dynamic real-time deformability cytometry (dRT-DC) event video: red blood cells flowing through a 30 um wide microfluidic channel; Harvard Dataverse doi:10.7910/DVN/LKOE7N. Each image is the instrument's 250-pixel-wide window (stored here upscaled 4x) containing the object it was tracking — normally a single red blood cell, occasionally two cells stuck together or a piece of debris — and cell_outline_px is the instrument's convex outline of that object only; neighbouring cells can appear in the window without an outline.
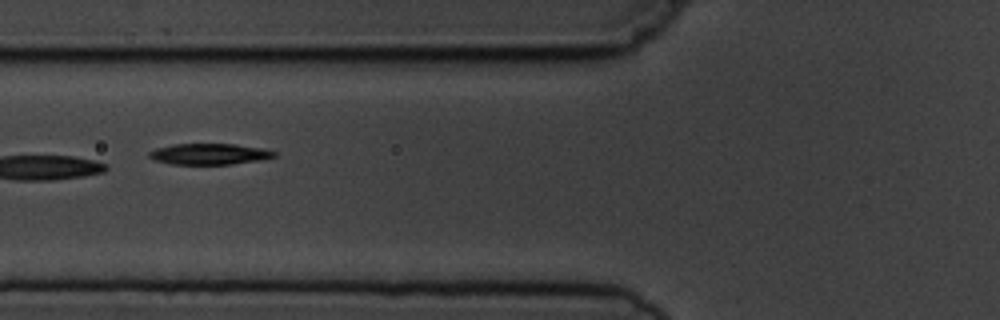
{"species": "common noctule bat (a hibernating species)", "species_latin": "Nyctalus noctula", "temperature_condition": "cold", "stored_images_in_passage": 9, "camera_frame_rate_fps": 3000, "um_per_image_px": 0.085, "animal": {"sex": "male", "body_mass_g": 19.5, "forearm_length_mm": 54.6}, "frame": {"image": 1, "passage_image": 7, "time_ms": 7.0, "image_size_px": [1000, 320], "cell_outline_px": [[276, 156], [260, 160], [232, 164], [172, 164], [152, 160], [148, 156], [148, 152], [156, 148], [172, 144], [236, 144], [260, 148], [276, 152]], "centroid_in_image_um": [17.75, 13.09], "position_along_channel_um": 108.1, "area_um2": 15.32}}
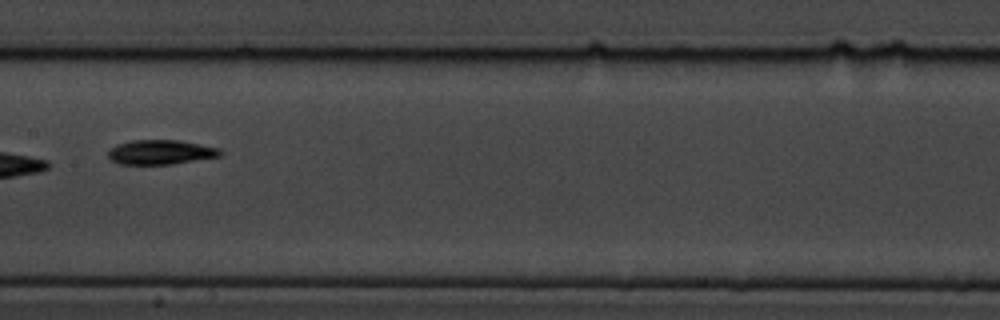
{"frame": {"image": 2, "passage_image": 9, "time_ms": 9.333, "image_size_px": [1000, 320], "cell_outline_px": [[224, 152], [220, 156], [172, 164], [120, 164], [112, 160], [108, 156], [108, 152], [116, 144], [132, 140], [180, 140], [220, 148]], "centroid_in_image_um": [13.68, 12.93], "position_along_channel_um": 193.7, "area_um2": 16.01}}